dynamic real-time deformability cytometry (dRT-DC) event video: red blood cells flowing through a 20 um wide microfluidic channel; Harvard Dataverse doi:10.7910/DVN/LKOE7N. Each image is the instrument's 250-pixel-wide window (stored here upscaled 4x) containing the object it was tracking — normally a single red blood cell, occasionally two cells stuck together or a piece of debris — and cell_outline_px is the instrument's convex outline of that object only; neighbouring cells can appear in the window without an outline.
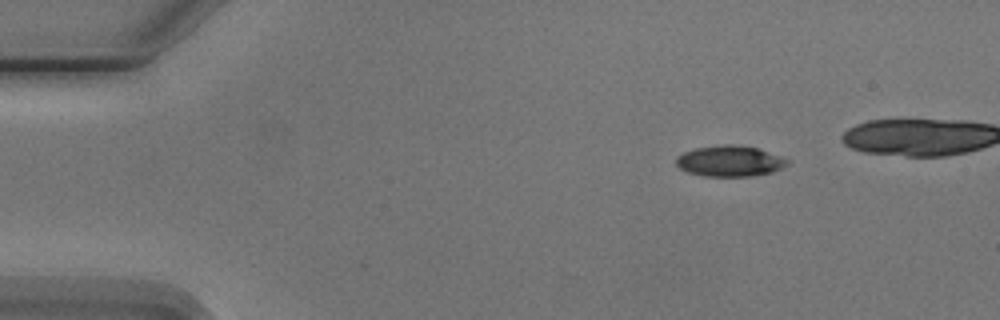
{"species": "Egyptian fruit bat (a non-hibernating species)", "species_latin": "Rousettus aegyptiacus", "temperature_condition": "cold", "stored_images_in_passage": 5, "camera_frame_rate_fps": 3000, "um_per_image_px": 0.085, "animal": {"sex": "male"}, "frame": {"image": 1, "passage_image": 2, "time_ms": 1.0, "image_size_px": [1000, 320], "cell_outline_px": [[788, 164], [772, 172], [748, 176], [704, 176], [688, 172], [680, 168], [676, 164], [676, 156], [684, 152], [696, 148], [724, 144], [732, 144], [760, 148], [780, 156], [788, 160]], "centroid_in_image_um": [62.02, 13.68], "position_along_channel_um": 23.0, "area_um2": 19.88}}